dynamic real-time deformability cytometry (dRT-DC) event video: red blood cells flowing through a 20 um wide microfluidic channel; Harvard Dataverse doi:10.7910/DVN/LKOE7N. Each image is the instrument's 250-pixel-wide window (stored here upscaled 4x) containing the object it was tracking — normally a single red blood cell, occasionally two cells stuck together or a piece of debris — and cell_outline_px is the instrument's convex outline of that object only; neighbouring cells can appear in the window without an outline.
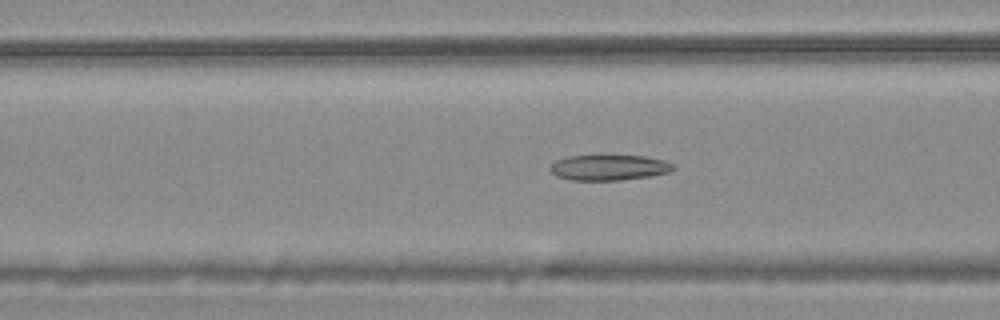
{"species": "common noctule bat (a hibernating species)", "species_latin": "Nyctalus noctula", "temperature_condition": "warm", "stored_images_in_passage": 50, "camera_frame_rate_fps": 3000, "um_per_image_px": 0.085, "animal": {"sex": "male", "body_mass_g": 20.4}, "frame": {"image": 1, "passage_image": 17, "time_ms": 5.333, "image_size_px": [1000, 320], "cell_outline_px": [[676, 168], [668, 172], [652, 176], [620, 180], [572, 180], [556, 176], [548, 168], [556, 160], [568, 156], [644, 156], [664, 160], [676, 164]], "centroid_in_image_um": [51.79, 14.24], "position_along_channel_um": 114.8, "area_um2": 18.32}}
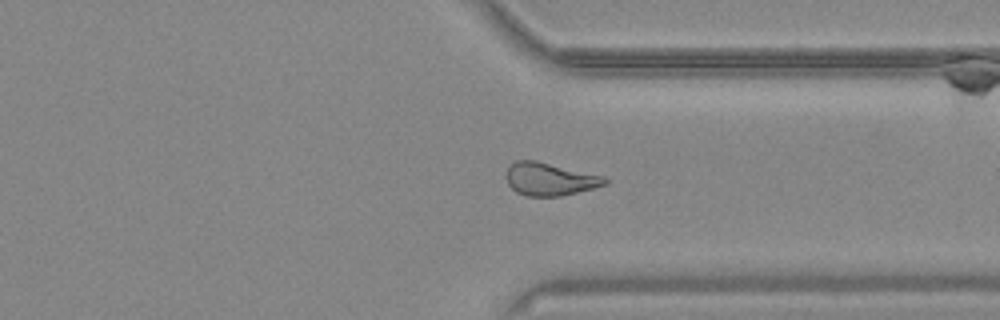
{"frame": {"image": 2, "passage_image": 37, "time_ms": 12.0, "image_size_px": [1000, 320], "cell_outline_px": [[608, 184], [560, 196], [524, 196], [516, 192], [508, 184], [504, 176], [508, 168], [516, 160], [536, 160], [604, 176], [608, 180]], "centroid_in_image_um": [46.7, 15.22], "position_along_channel_um": 364.7, "area_um2": 18.9}}
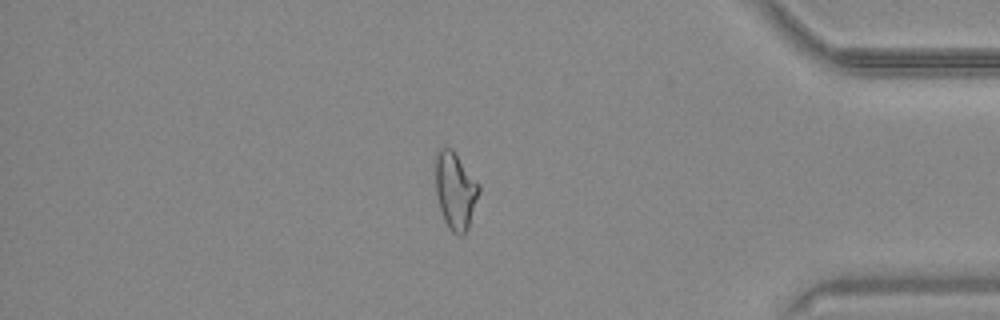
{"frame": {"image": 3, "passage_image": 42, "time_ms": 13.667, "image_size_px": [1000, 320], "cell_outline_px": [[480, 192], [468, 228], [464, 236], [460, 236], [452, 232], [448, 228], [444, 220], [440, 208], [436, 192], [436, 156], [440, 148], [452, 148], [480, 184]], "centroid_in_image_um": [38.73, 16.23], "position_along_channel_um": 396.5, "area_um2": 19.54}, "authors_computed_cell_mechanics": {"area_um2": 19.7098, "velocity_mm_per_s": 3.7419, "shape_relaxation_time_tau1_ms": null, "shape_relaxation_time_tau2_ms": 3.6731, "deformation_change_tau1": null, "deformation_change_tau2": 0.1175}}